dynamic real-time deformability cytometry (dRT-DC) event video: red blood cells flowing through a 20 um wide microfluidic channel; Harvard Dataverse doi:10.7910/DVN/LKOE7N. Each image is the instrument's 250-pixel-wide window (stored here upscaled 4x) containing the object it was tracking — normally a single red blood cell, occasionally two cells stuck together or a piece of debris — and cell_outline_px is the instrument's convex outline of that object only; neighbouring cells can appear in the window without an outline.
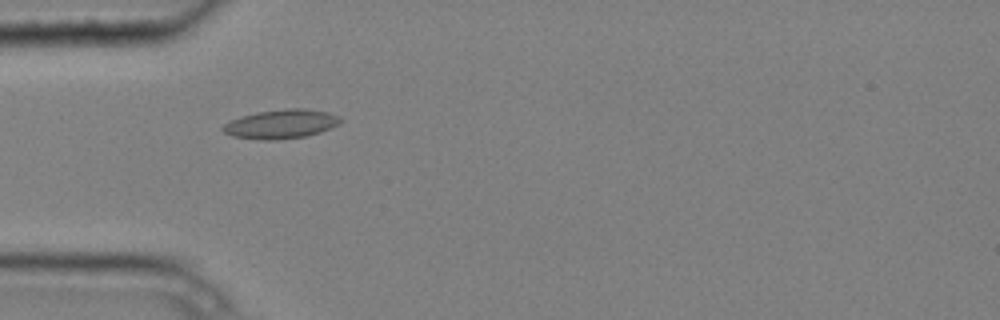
{"species": "common noctule bat (a hibernating species)", "species_latin": "Nyctalus noctula", "temperature_condition": "cold", "stored_images_in_passage": 6, "camera_frame_rate_fps": 3000, "um_per_image_px": 0.085, "animal": {"sex": "male", "body_mass_g": 20.4}, "frame": {"image": 1, "passage_image": 5, "time_ms": 1.333, "image_size_px": [1000, 320], "cell_outline_px": [[344, 120], [340, 124], [320, 132], [304, 136], [276, 140], [260, 140], [232, 136], [224, 132], [220, 128], [224, 124], [232, 120], [256, 112], [292, 108], [304, 108], [328, 112], [340, 116]], "centroid_in_image_um": [23.93, 10.54], "position_along_channel_um": 61.1, "area_um2": 19.88}}
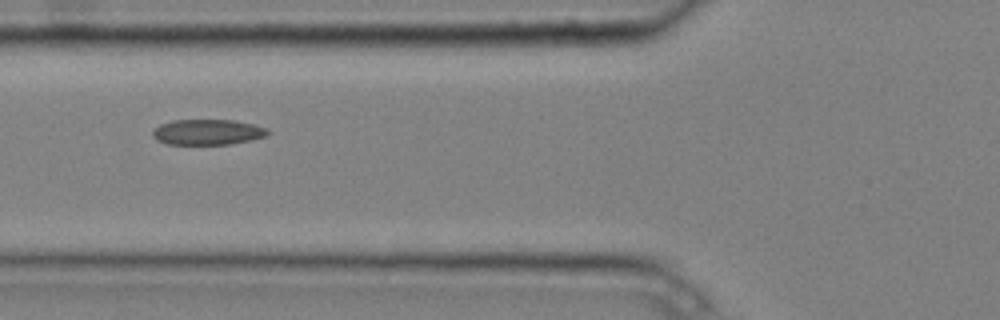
{"frame": {"image": 2, "passage_image": 6, "time_ms": 1.667, "image_size_px": [1000, 320], "cell_outline_px": [[272, 132], [268, 136], [252, 140], [228, 144], [168, 144], [156, 140], [152, 136], [152, 128], [160, 124], [172, 120], [232, 120], [252, 124], [268, 128]], "centroid_in_image_um": [17.65, 11.22], "position_along_channel_um": 108.1, "area_um2": 17.34}}